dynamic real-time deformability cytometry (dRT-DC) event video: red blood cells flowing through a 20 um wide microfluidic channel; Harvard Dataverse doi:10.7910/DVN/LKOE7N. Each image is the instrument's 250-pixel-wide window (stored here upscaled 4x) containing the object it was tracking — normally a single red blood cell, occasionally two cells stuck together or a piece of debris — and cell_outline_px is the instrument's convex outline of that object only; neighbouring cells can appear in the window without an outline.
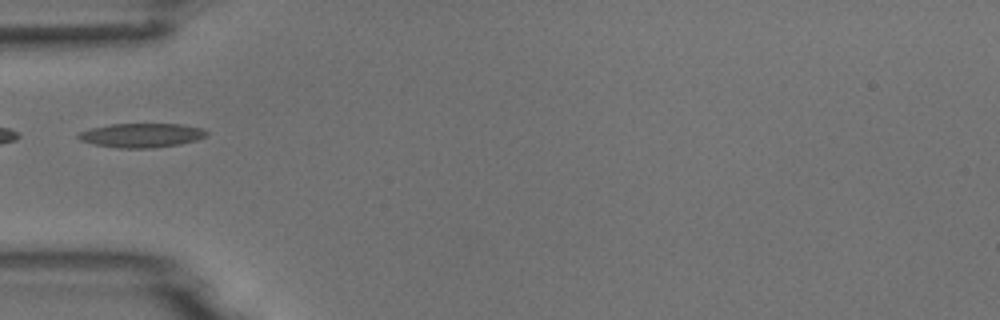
{"species": "common noctule bat (a hibernating species)", "species_latin": "Nyctalus noctula", "temperature_condition": "room temperature", "stored_images_in_passage": 1, "camera_frame_rate_fps": 3000, "um_per_image_px": 0.085, "animal": {"sex": "male", "body_mass_g": 18.8}, "frame": {"image": 1, "passage_image": 1, "time_ms": 0.0, "image_size_px": [1000, 320], "cell_outline_px": [[208, 132], [204, 136], [196, 140], [180, 144], [152, 148], [116, 148], [96, 144], [80, 140], [76, 136], [80, 132], [92, 128], [112, 124], [184, 124], [204, 128]], "centroid_in_image_um": [12.06, 11.5], "position_along_channel_um": 72.9, "area_um2": 17.98}}